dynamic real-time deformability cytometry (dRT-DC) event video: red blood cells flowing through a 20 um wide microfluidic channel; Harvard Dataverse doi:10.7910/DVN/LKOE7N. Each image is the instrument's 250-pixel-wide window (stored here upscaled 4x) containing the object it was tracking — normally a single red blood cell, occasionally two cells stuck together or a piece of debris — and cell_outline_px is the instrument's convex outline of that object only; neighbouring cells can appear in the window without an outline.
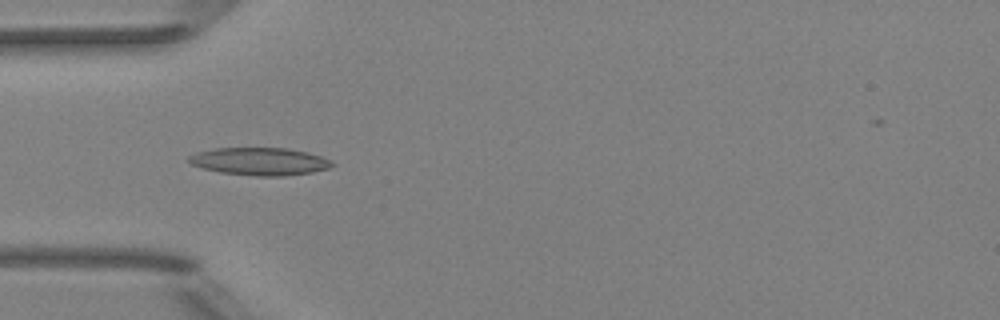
{"species": "Egyptian fruit bat (a non-hibernating species)", "species_latin": "Rousettus aegyptiacus", "temperature_condition": "room temperature", "stored_images_in_passage": 5, "camera_frame_rate_fps": 3000, "um_per_image_px": 0.085, "animal": {"sex": "female"}, "frame": {"image": 1, "passage_image": 2, "time_ms": 1.0, "image_size_px": [1000, 320], "cell_outline_px": [[336, 164], [328, 168], [312, 172], [284, 176], [256, 176], [220, 172], [204, 168], [192, 164], [188, 160], [188, 156], [196, 152], [212, 148], [288, 148], [308, 152], [332, 160]], "centroid_in_image_um": [22.1, 13.71], "position_along_channel_um": 62.9, "area_um2": 23.12}}
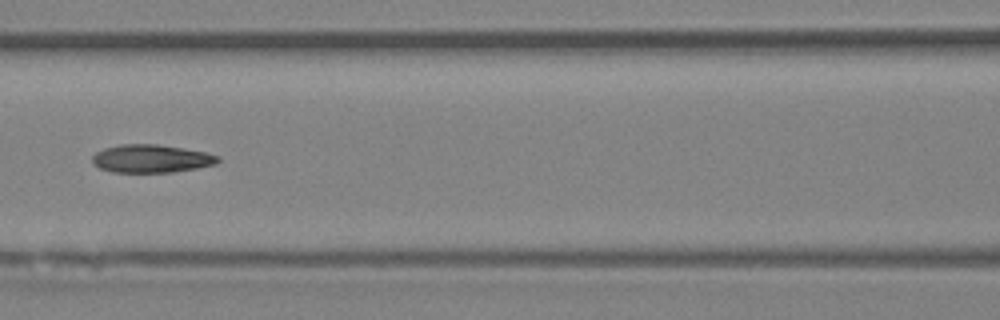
{"frame": {"image": 2, "passage_image": 4, "time_ms": 3.333, "image_size_px": [1000, 320], "cell_outline_px": [[220, 160], [216, 164], [196, 168], [172, 172], [112, 172], [100, 168], [92, 164], [92, 156], [96, 152], [104, 148], [120, 144], [156, 144], [184, 148], [204, 152], [220, 156]], "centroid_in_image_um": [12.84, 13.48], "position_along_channel_um": 153.8, "area_um2": 20.58}}
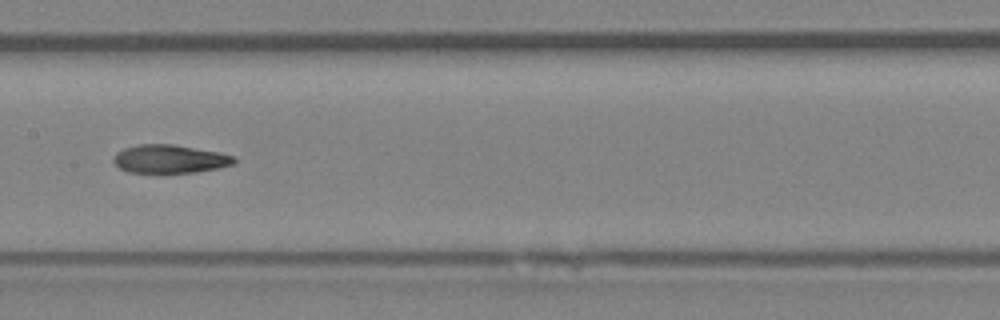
{"frame": {"image": 3, "passage_image": 5, "time_ms": 4.333, "image_size_px": [1000, 320], "cell_outline_px": [[236, 160], [232, 164], [216, 168], [196, 172], [128, 172], [120, 168], [112, 160], [112, 156], [116, 152], [124, 148], [136, 144], [172, 144], [220, 152], [236, 156]], "centroid_in_image_um": [14.4, 13.49], "position_along_channel_um": 193.0, "area_um2": 19.88}}